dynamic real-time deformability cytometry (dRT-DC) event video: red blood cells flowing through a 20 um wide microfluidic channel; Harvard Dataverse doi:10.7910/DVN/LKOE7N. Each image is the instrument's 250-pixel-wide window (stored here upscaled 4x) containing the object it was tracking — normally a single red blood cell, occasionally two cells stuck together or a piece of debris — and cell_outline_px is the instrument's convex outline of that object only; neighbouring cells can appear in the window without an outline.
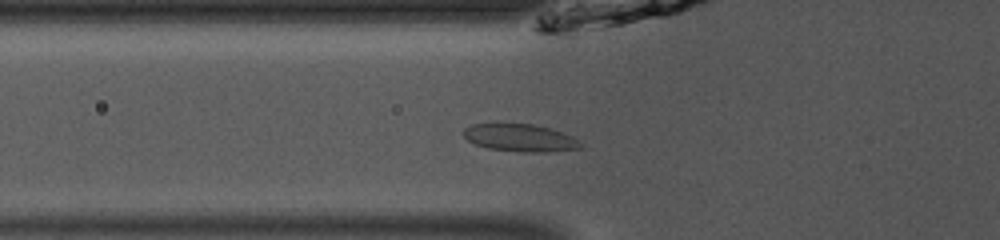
{"species": "common noctule bat (a hibernating species)", "species_latin": "Nyctalus noctula", "temperature_condition": "room temperature", "stored_images_in_passage": 39, "camera_frame_rate_fps": 3000, "um_per_image_px": 0.085, "animal": {"sex": "male", "body_mass_g": 13.0, "forearm_length_mm": 53.1}, "frame": {"image": 1, "passage_image": 6, "time_ms": 1.667, "image_size_px": [1000, 240], "cell_outline_px": [[580, 148], [540, 152], [524, 152], [488, 148], [476, 144], [468, 140], [464, 136], [464, 128], [472, 124], [532, 124], [548, 128], [572, 136], [580, 144]], "centroid_in_image_um": [44.16, 11.71], "position_along_channel_um": 81.6, "area_um2": 18.21}}
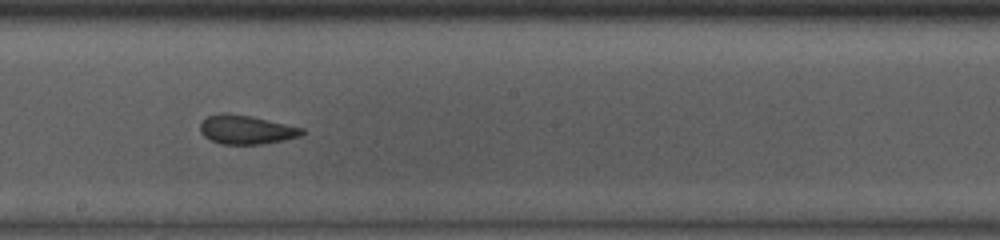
{"frame": {"image": 2, "passage_image": 17, "time_ms": 5.333, "image_size_px": [1000, 240], "cell_outline_px": [[304, 132], [300, 136], [260, 144], [220, 144], [204, 136], [200, 132], [200, 124], [208, 116], [220, 112], [228, 112], [252, 116], [304, 128]], "centroid_in_image_um": [20.9, 11.0], "position_along_channel_um": 227.3, "area_um2": 17.11}}
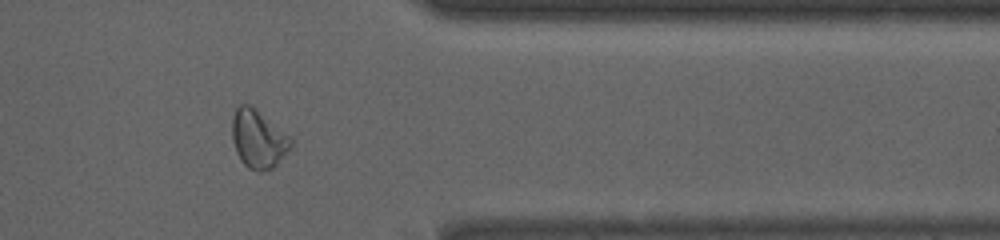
{"frame": {"image": 3, "passage_image": 30, "time_ms": 9.667, "image_size_px": [1000, 240], "cell_outline_px": [[292, 144], [276, 164], [272, 168], [260, 172], [256, 172], [248, 168], [240, 160], [236, 152], [232, 140], [232, 116], [236, 108], [240, 104], [248, 104], [256, 108], [288, 136], [292, 140]], "centroid_in_image_um": [21.89, 11.81], "position_along_channel_um": 389.5, "area_um2": 19.71}, "authors_computed_cell_mechanics": {"area_um2": 17.9758, "velocity_mm_per_s": 3.9326, "shape_relaxation_time_tau1_ms": null, "shape_relaxation_time_tau2_ms": 1.3071, "deformation_change_tau1": null, "deformation_change_tau2": 0.052}}